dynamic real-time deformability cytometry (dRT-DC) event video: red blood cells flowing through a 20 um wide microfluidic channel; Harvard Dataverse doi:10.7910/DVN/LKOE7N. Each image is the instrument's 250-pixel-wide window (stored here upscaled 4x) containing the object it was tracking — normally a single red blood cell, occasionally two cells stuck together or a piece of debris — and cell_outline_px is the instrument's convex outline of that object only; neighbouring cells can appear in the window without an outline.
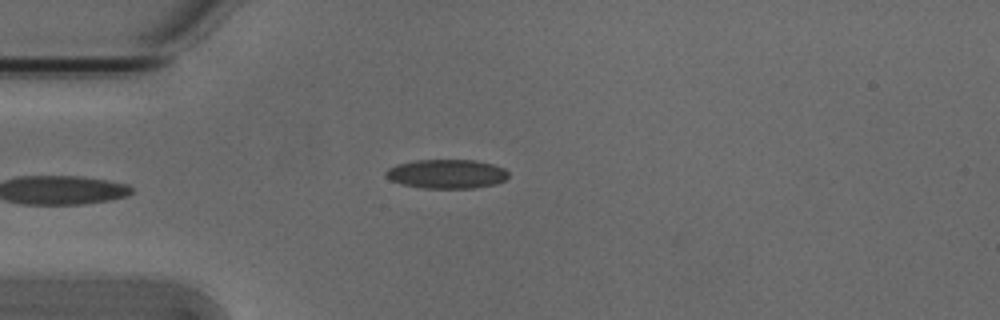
{"species": "Egyptian fruit bat (a non-hibernating species)", "species_latin": "Rousettus aegyptiacus", "temperature_condition": "cold", "stored_images_in_passage": 4, "camera_frame_rate_fps": 3000, "um_per_image_px": 0.085, "animal": {"sex": "male"}, "frame": {"image": 1, "passage_image": 4, "time_ms": 1.0, "image_size_px": [1000, 320], "cell_outline_px": [[508, 176], [504, 180], [496, 184], [472, 188], [424, 188], [400, 184], [384, 176], [384, 172], [388, 168], [396, 164], [416, 160], [476, 160], [492, 164], [504, 168], [508, 172]], "centroid_in_image_um": [37.94, 14.78], "position_along_channel_um": 47.1, "area_um2": 20.87}}